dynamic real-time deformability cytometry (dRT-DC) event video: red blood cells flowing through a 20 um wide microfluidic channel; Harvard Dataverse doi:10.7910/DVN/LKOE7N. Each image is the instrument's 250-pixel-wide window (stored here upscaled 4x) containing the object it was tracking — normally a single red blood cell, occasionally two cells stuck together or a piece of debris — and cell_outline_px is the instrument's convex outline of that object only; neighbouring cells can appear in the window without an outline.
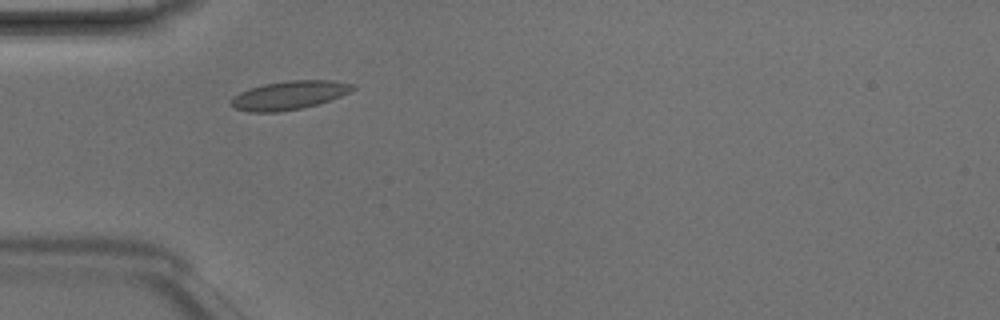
{"species": "Egyptian fruit bat (a non-hibernating species)", "species_latin": "Rousettus aegyptiacus", "temperature_condition": "room temperature", "stored_images_in_passage": 3, "camera_frame_rate_fps": 3000, "um_per_image_px": 0.085, "animal": {"sex": "male"}, "frame": {"image": 1, "passage_image": 2, "time_ms": 0.333, "image_size_px": [1000, 320], "cell_outline_px": [[356, 88], [340, 96], [316, 104], [300, 108], [276, 112], [248, 112], [236, 108], [232, 104], [232, 96], [240, 92], [264, 84], [292, 80], [332, 80], [352, 84]], "centroid_in_image_um": [24.57, 8.09], "position_along_channel_um": 60.4, "area_um2": 19.83}}